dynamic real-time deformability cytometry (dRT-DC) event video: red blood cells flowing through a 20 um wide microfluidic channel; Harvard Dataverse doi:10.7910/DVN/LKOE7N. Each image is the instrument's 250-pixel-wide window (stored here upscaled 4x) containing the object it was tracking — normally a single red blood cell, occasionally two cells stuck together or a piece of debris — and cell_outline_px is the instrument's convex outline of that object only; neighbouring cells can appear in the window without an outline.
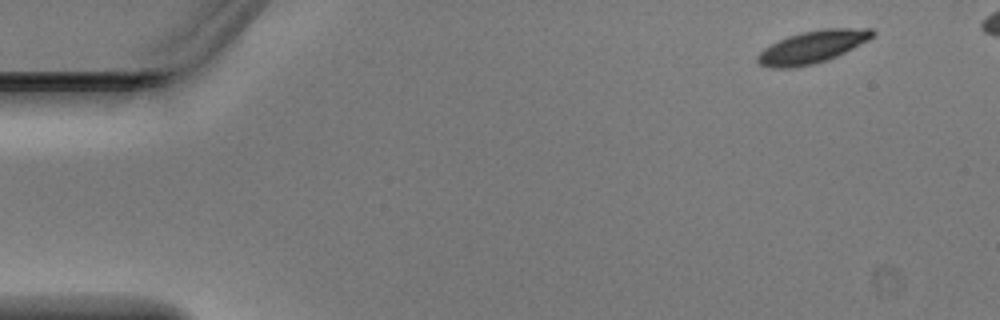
{"species": "Egyptian fruit bat (a non-hibernating species)", "species_latin": "Rousettus aegyptiacus", "temperature_condition": "warm", "stored_images_in_passage": 6, "camera_frame_rate_fps": 3000, "um_per_image_px": 0.085, "animal": {"sex": "male"}, "frame": {"image": 1, "passage_image": 1, "time_ms": 0.0, "image_size_px": [1000, 320], "cell_outline_px": [[876, 32], [868, 40], [828, 60], [812, 64], [792, 68], [772, 68], [760, 64], [756, 60], [756, 56], [764, 48], [788, 36], [800, 32], [824, 28], [872, 28]], "centroid_in_image_um": [69.04, 3.98], "position_along_channel_um": 16.0, "area_um2": 21.56}}
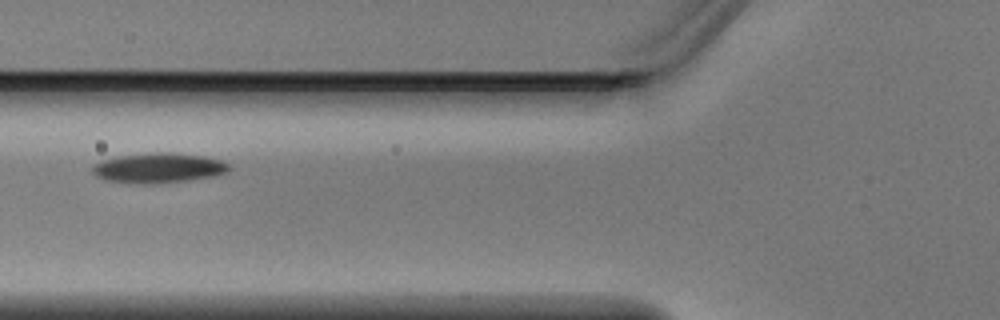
{"frame": {"image": 2, "passage_image": 5, "time_ms": 1.333, "image_size_px": [1000, 320], "cell_outline_px": [[232, 168], [228, 172], [216, 176], [188, 180], [152, 184], [128, 184], [104, 180], [96, 176], [92, 172], [92, 168], [96, 164], [104, 160], [116, 156], [156, 152], [172, 152], [204, 156], [220, 160], [228, 164]], "centroid_in_image_um": [13.48, 14.29], "position_along_channel_um": 112.3, "area_um2": 24.16}}
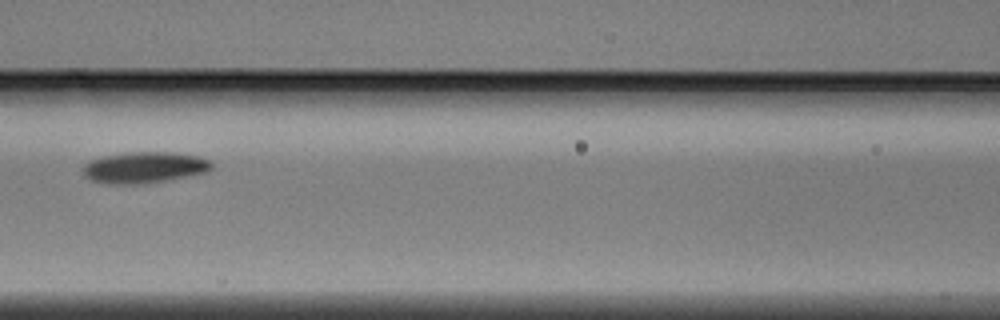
{"frame": {"image": 3, "passage_image": 6, "time_ms": 1.667, "image_size_px": [1000, 320], "cell_outline_px": [[212, 168], [208, 172], [168, 180], [140, 184], [108, 184], [92, 180], [84, 176], [84, 164], [92, 160], [104, 156], [128, 152], [172, 152], [196, 156], [208, 160], [212, 164]], "centroid_in_image_um": [12.28, 14.24], "position_along_channel_um": 154.3, "area_um2": 23.29}}